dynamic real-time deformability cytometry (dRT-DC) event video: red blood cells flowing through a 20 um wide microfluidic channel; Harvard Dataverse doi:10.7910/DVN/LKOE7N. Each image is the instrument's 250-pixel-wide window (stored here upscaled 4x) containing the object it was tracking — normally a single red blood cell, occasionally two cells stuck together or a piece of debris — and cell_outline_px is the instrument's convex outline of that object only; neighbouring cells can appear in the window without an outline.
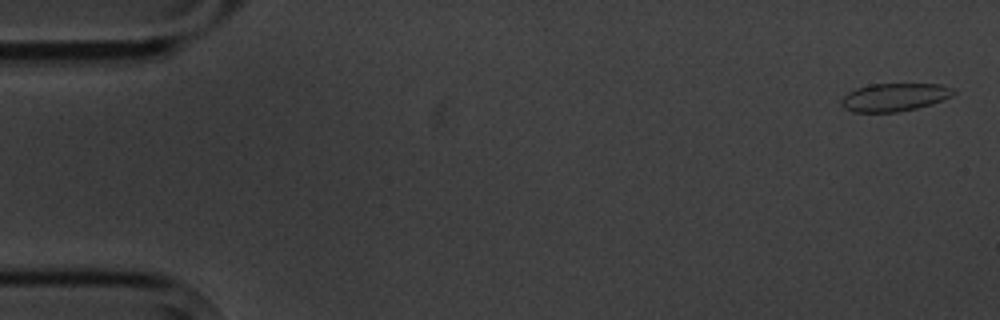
{"species": "common noctule bat (a hibernating species)", "species_latin": "Nyctalus noctula", "temperature_condition": "cold", "stored_images_in_passage": 4, "camera_frame_rate_fps": 3000, "um_per_image_px": 0.085, "animal": {"sex": "male", "body_mass_g": 20.1, "forearm_length_mm": 53.5}, "frame": {"image": 1, "passage_image": 1, "time_ms": 0.0, "image_size_px": [1000, 320], "cell_outline_px": [[956, 92], [932, 104], [916, 108], [896, 112], [852, 112], [844, 108], [840, 104], [840, 100], [848, 92], [856, 88], [872, 84], [944, 84], [956, 88]], "centroid_in_image_um": [76.01, 8.25], "position_along_channel_um": 9.0, "area_um2": 18.32}}
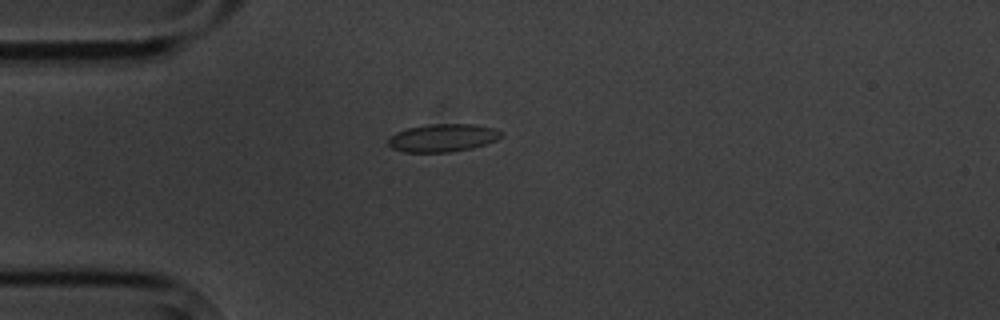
{"frame": {"image": 2, "passage_image": 4, "time_ms": 4.333, "image_size_px": [1000, 320], "cell_outline_px": [[504, 136], [496, 140], [472, 148], [448, 152], [404, 152], [392, 148], [388, 144], [388, 140], [396, 132], [408, 128], [428, 124], [476, 124], [492, 128], [500, 132]], "centroid_in_image_um": [37.63, 11.71], "position_along_channel_um": 47.4, "area_um2": 18.21}}